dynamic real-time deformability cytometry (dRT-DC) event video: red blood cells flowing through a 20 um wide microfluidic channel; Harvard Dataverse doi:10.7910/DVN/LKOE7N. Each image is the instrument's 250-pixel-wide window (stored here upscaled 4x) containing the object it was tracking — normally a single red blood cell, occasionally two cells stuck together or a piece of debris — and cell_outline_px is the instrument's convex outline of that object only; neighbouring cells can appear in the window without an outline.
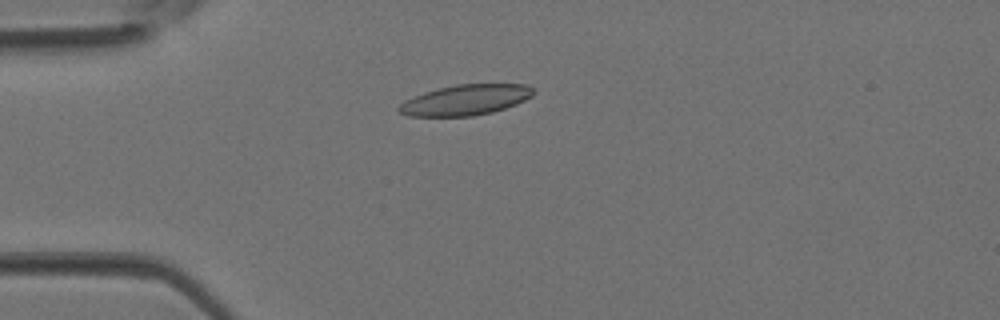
{"species": "Egyptian fruit bat (a non-hibernating species)", "species_latin": "Rousettus aegyptiacus", "temperature_condition": "room temperature", "stored_images_in_passage": 3, "camera_frame_rate_fps": 3000, "um_per_image_px": 0.085, "animal": {"sex": "female"}, "frame": {"image": 1, "passage_image": 3, "time_ms": 0.667, "image_size_px": [1000, 320], "cell_outline_px": [[536, 92], [532, 96], [516, 104], [492, 112], [472, 116], [408, 116], [400, 112], [396, 108], [404, 100], [424, 92], [436, 88], [456, 84], [524, 84], [532, 88]], "centroid_in_image_um": [39.54, 8.49], "position_along_channel_um": 45.5, "area_um2": 23.93}}